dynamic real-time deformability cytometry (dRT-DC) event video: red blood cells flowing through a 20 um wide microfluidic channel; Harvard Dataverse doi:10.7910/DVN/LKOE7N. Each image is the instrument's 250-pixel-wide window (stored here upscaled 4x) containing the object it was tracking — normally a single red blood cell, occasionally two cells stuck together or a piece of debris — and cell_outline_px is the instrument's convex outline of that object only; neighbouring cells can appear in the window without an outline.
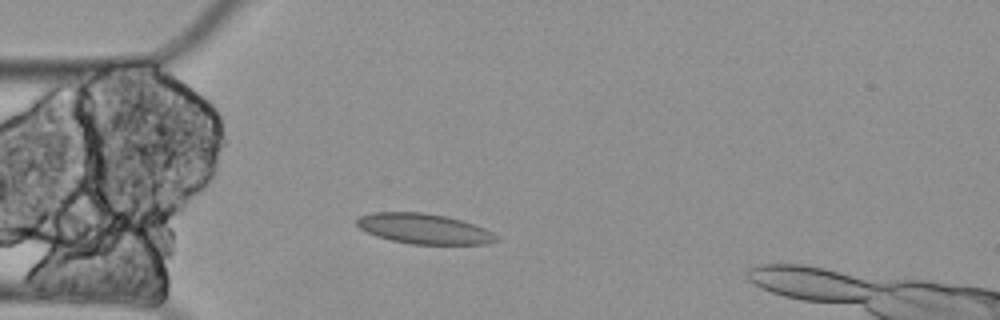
{"species": "Egyptian fruit bat (a non-hibernating species)", "species_latin": "Rousettus aegyptiacus", "temperature_condition": "cold", "stored_images_in_passage": 3, "camera_frame_rate_fps": 3000, "um_per_image_px": 0.085, "animal": {"sex": "female"}, "frame": {"image": 1, "passage_image": 3, "time_ms": 0.667, "image_size_px": [1000, 320], "cell_outline_px": [[500, 240], [488, 244], [412, 244], [392, 240], [376, 236], [360, 228], [356, 224], [356, 220], [360, 216], [372, 212], [420, 212], [448, 216], [484, 228], [500, 236]], "centroid_in_image_um": [36.07, 19.44], "position_along_channel_um": 48.9, "area_um2": 24.57}}